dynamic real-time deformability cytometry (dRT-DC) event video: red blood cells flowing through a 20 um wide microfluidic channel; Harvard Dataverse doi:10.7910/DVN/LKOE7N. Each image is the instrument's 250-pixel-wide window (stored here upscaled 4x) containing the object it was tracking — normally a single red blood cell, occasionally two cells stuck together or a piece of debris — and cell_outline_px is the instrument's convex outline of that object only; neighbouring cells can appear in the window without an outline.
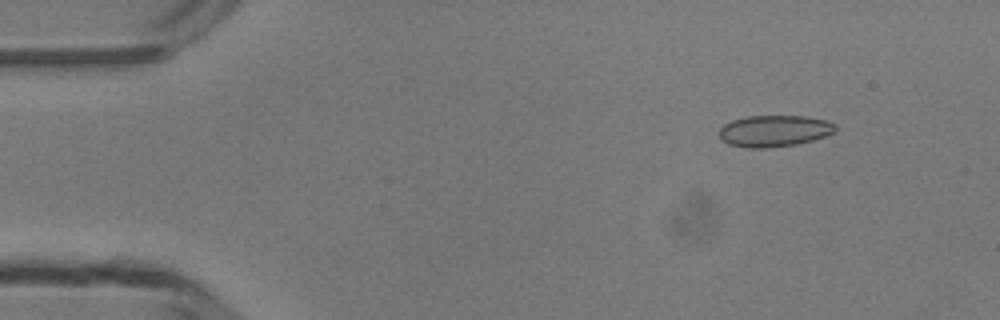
{"species": "common noctule bat (a hibernating species)", "species_latin": "Nyctalus noctula", "temperature_condition": "room temperature", "stored_images_in_passage": 27, "camera_frame_rate_fps": 3000, "um_per_image_px": 0.085, "animal": {"sex": "male", "body_mass_g": 13.3}, "frame": {"image": 1, "passage_image": 6, "time_ms": 1.667, "image_size_px": [1000, 320], "cell_outline_px": [[836, 128], [832, 132], [824, 136], [812, 140], [796, 144], [764, 148], [748, 148], [728, 144], [720, 140], [720, 128], [724, 124], [732, 120], [748, 116], [804, 116], [824, 120], [836, 124]], "centroid_in_image_um": [65.76, 11.13], "position_along_channel_um": 19.2, "area_um2": 21.15}}
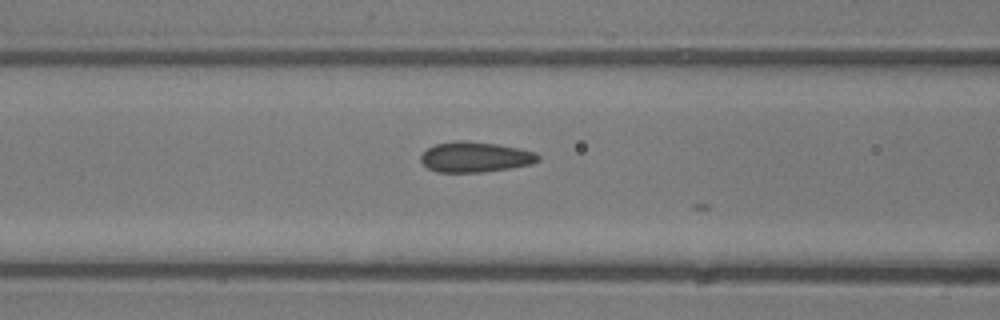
{"frame": {"image": 2, "passage_image": 20, "time_ms": 6.333, "image_size_px": [1000, 320], "cell_outline_px": [[540, 160], [532, 164], [484, 172], [436, 172], [428, 168], [420, 160], [420, 156], [428, 148], [436, 144], [456, 140], [468, 140], [496, 144], [520, 148], [536, 152], [540, 156]], "centroid_in_image_um": [40.41, 13.34], "position_along_channel_um": 126.2, "area_um2": 20.87}}
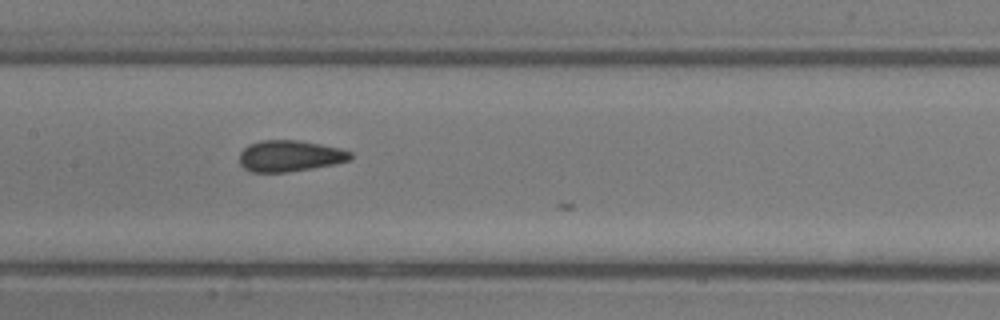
{"frame": {"image": 3, "passage_image": 24, "time_ms": 7.667, "image_size_px": [1000, 320], "cell_outline_px": [[352, 160], [336, 164], [288, 172], [248, 172], [240, 164], [240, 152], [248, 144], [260, 140], [296, 140], [320, 144], [340, 148], [352, 152]], "centroid_in_image_um": [24.64, 13.26], "position_along_channel_um": 182.8, "area_um2": 20.4}}